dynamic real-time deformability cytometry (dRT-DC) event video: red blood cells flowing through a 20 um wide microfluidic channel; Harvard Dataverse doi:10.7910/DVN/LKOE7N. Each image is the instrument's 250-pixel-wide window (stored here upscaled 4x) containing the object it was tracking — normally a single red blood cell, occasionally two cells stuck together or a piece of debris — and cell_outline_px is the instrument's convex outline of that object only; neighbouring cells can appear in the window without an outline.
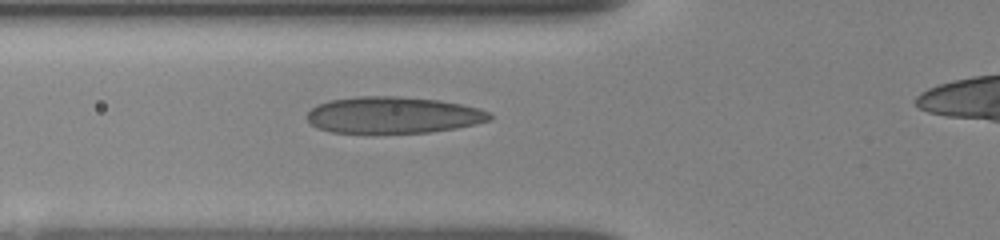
{"species": "human", "species_latin": "Homo sapiens", "temperature_condition": "room temperature", "stored_images_in_passage": 3, "camera_frame_rate_fps": 3000, "um_per_image_px": 0.085, "donor": {"sex": "female"}, "frame": {"image": 1, "passage_image": 3, "time_ms": 1.333, "image_size_px": [1000, 240], "cell_outline_px": [[492, 120], [456, 128], [428, 132], [376, 136], [332, 132], [316, 128], [304, 116], [312, 108], [328, 100], [356, 96], [396, 96], [440, 100], [460, 104], [476, 108], [488, 112], [492, 116]], "centroid_in_image_um": [33.34, 9.82], "position_along_channel_um": 92.5, "area_um2": 40.06}}